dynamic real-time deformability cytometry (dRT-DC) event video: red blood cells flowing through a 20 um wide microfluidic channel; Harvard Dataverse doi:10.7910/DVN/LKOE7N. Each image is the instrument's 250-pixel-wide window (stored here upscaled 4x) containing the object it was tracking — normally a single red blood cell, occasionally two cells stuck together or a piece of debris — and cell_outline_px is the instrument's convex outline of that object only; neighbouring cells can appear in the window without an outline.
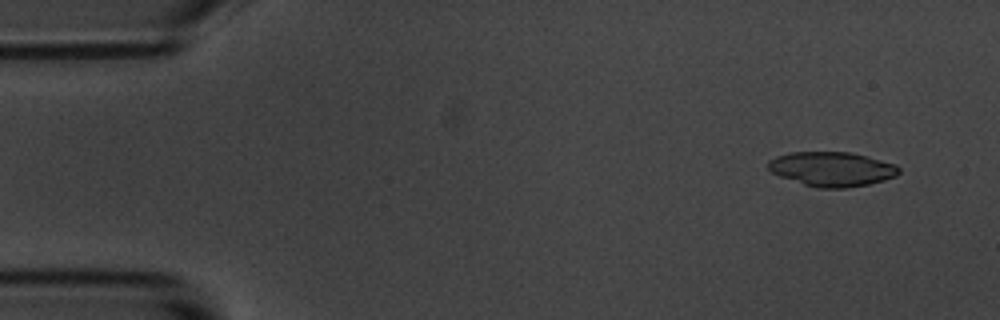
{"species": "common noctule bat (a hibernating species)", "species_latin": "Nyctalus noctula", "temperature_condition": "room temperature", "stored_images_in_passage": 4, "camera_frame_rate_fps": 3000, "um_per_image_px": 0.085, "animal": {"sex": "male", "body_mass_g": 20.1, "forearm_length_mm": 53.5}, "frame": {"image": 1, "passage_image": 1, "time_ms": 0.0, "image_size_px": [1000, 320], "cell_outline_px": [[900, 172], [896, 176], [884, 180], [868, 184], [844, 188], [816, 188], [780, 176], [772, 172], [768, 168], [768, 160], [776, 156], [792, 152], [848, 152], [896, 164], [900, 168]], "centroid_in_image_um": [70.71, 14.37], "position_along_channel_um": 14.3, "area_um2": 26.07}}